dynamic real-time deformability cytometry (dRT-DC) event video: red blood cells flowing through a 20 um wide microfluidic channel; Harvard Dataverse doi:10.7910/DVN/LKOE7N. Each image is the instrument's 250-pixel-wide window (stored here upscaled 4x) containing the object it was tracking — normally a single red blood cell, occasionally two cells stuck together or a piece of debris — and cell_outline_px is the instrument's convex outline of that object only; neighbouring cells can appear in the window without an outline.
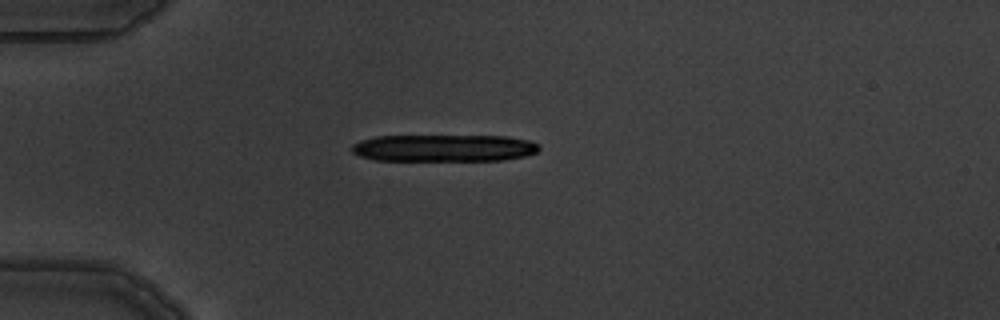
{"species": "common noctule bat (a hibernating species)", "species_latin": "Nyctalus noctula", "temperature_condition": "warm", "stored_images_in_passage": 6, "camera_frame_rate_fps": 3000, "um_per_image_px": 0.085, "animal": {"sex": "male", "body_mass_g": 19.5, "forearm_length_mm": 54.6}, "frame": {"image": 1, "passage_image": 4, "time_ms": 4.333, "image_size_px": [1000, 320], "cell_outline_px": [[540, 148], [536, 152], [524, 156], [504, 160], [376, 160], [360, 156], [352, 152], [352, 144], [360, 140], [376, 136], [508, 136], [528, 140], [540, 144]], "centroid_in_image_um": [37.74, 12.57], "position_along_channel_um": 47.3, "area_um2": 29.54}}